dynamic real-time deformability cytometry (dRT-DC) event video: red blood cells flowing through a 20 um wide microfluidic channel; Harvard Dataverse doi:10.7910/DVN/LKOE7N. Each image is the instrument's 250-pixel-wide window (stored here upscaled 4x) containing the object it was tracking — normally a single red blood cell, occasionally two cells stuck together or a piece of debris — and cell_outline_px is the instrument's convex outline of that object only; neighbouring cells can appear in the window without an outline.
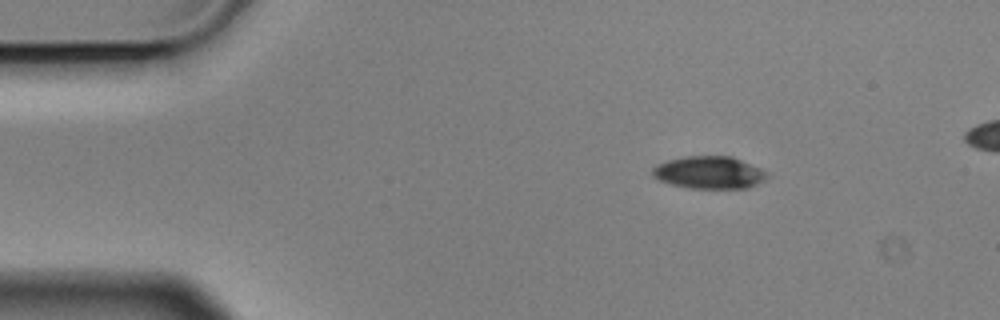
{"species": "Egyptian fruit bat (a non-hibernating species)", "species_latin": "Rousettus aegyptiacus", "temperature_condition": "cold", "stored_images_in_passage": 14, "camera_frame_rate_fps": 3000, "um_per_image_px": 0.085, "animal": {"sex": "male"}, "frame": {"image": 1, "passage_image": 1, "time_ms": 0.0, "image_size_px": [1000, 320], "cell_outline_px": [[772, 176], [748, 188], [692, 188], [672, 184], [660, 180], [652, 176], [652, 168], [656, 164], [668, 160], [684, 156], [732, 156], [760, 168]], "centroid_in_image_um": [60.29, 14.66], "position_along_channel_um": 24.7, "area_um2": 21.68}}
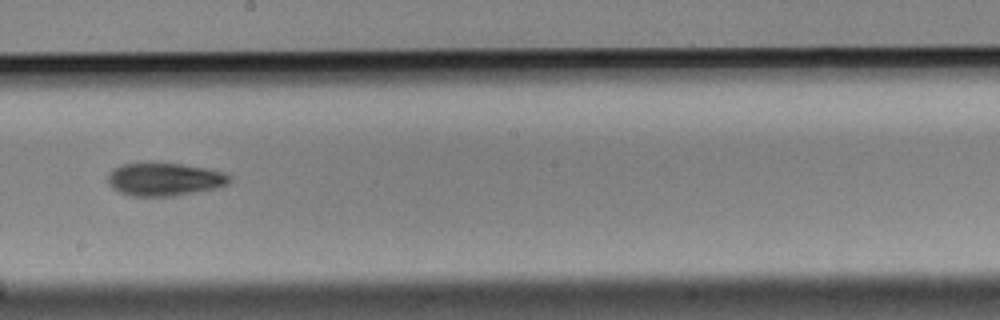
{"frame": {"image": 2, "passage_image": 7, "time_ms": 2.0, "image_size_px": [1000, 320], "cell_outline_px": [[232, 180], [228, 184], [216, 188], [172, 196], [128, 196], [112, 188], [108, 184], [108, 172], [112, 168], [124, 164], [148, 160], [180, 164], [208, 168], [224, 172], [232, 176]], "centroid_in_image_um": [13.95, 15.2], "position_along_channel_um": 234.2, "area_um2": 24.16}}
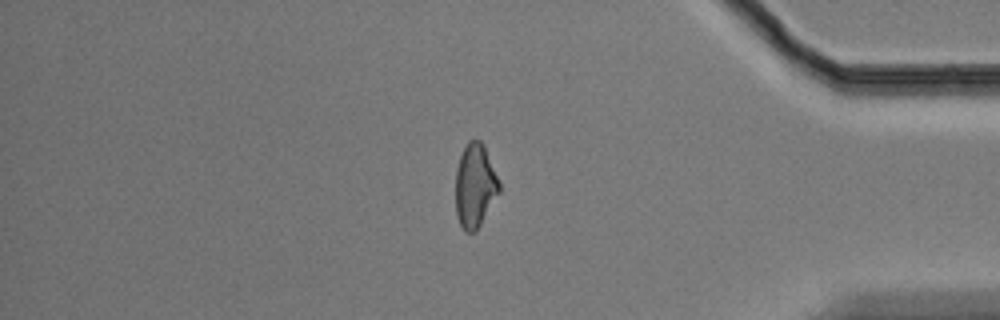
{"frame": {"image": 3, "passage_image": 12, "time_ms": 3.667, "image_size_px": [1000, 320], "cell_outline_px": [[500, 192], [476, 232], [464, 232], [456, 216], [456, 168], [460, 156], [468, 140], [480, 140], [484, 144], [500, 184]], "centroid_in_image_um": [40.37, 15.8], "position_along_channel_um": 394.8, "area_um2": 21.39}}